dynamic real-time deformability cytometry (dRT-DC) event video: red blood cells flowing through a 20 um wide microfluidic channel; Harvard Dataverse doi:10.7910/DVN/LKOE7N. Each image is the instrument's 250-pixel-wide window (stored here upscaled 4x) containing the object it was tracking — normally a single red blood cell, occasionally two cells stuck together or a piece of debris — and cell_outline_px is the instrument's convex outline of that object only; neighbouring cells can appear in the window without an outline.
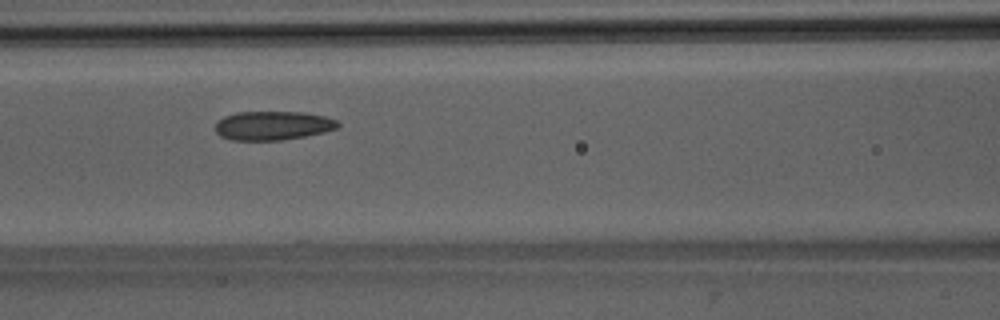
{"species": "Egyptian fruit bat (a non-hibernating species)", "species_latin": "Rousettus aegyptiacus", "temperature_condition": "room temperature", "stored_images_in_passage": 5, "camera_frame_rate_fps": 3000, "um_per_image_px": 0.085, "animal": {"sex": "male"}, "frame": {"image": 1, "passage_image": 3, "time_ms": 2.0, "image_size_px": [1000, 320], "cell_outline_px": [[340, 124], [336, 128], [324, 132], [304, 136], [280, 140], [232, 140], [220, 136], [216, 132], [216, 120], [224, 116], [236, 112], [304, 112], [324, 116], [336, 120]], "centroid_in_image_um": [23.15, 10.67], "position_along_channel_um": 143.4, "area_um2": 20.63}}